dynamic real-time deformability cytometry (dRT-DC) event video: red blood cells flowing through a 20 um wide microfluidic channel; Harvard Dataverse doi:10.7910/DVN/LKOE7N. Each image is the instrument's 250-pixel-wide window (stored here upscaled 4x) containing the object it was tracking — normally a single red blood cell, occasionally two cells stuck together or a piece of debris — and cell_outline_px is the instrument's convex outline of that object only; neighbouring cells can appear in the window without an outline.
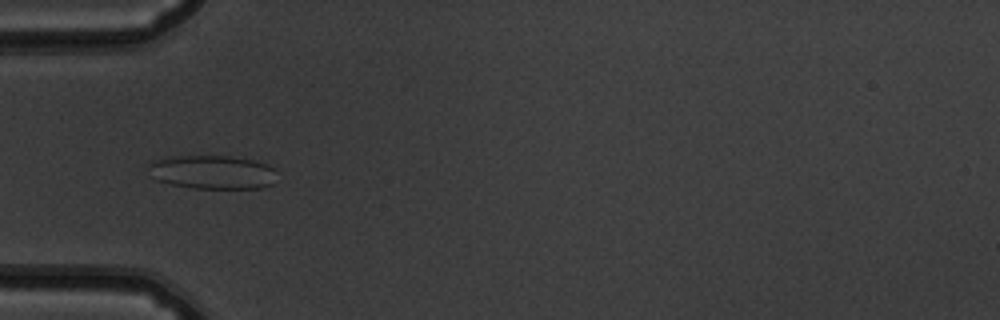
{"species": "common noctule bat (a hibernating species)", "species_latin": "Nyctalus noctula", "temperature_condition": "warm", "stored_images_in_passage": 53, "camera_frame_rate_fps": 3000, "um_per_image_px": 0.085, "animal": {"sex": "male", "body_mass_g": 19.5, "forearm_length_mm": 54.6}, "frame": {"image": 1, "passage_image": 18, "time_ms": 5.667, "image_size_px": [1000, 320], "cell_outline_px": [[272, 184], [260, 188], [192, 188], [172, 184], [156, 180], [152, 176], [148, 164], [156, 160], [180, 156], [228, 156], [252, 160], [268, 164], [272, 168]], "centroid_in_image_um": [18.03, 14.64], "position_along_channel_um": 67.0, "area_um2": 24.68}}
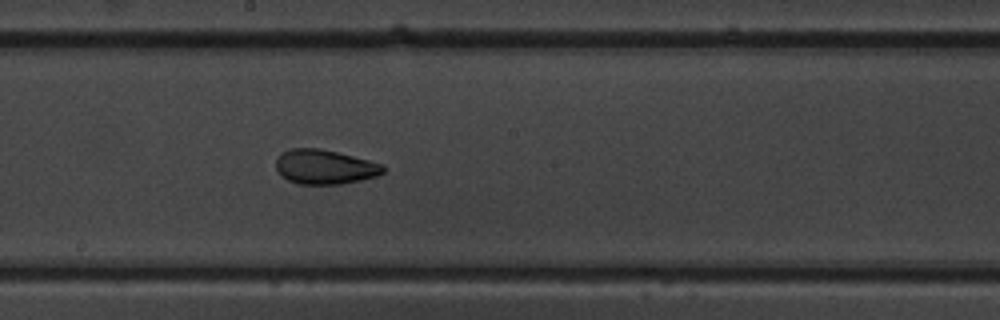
{"frame": {"image": 2, "passage_image": 30, "time_ms": 9.667, "image_size_px": [1000, 320], "cell_outline_px": [[384, 172], [376, 176], [360, 180], [340, 184], [300, 184], [288, 180], [276, 172], [276, 160], [280, 152], [292, 148], [320, 148], [384, 164]], "centroid_in_image_um": [27.57, 14.18], "position_along_channel_um": 220.6, "area_um2": 21.56}}
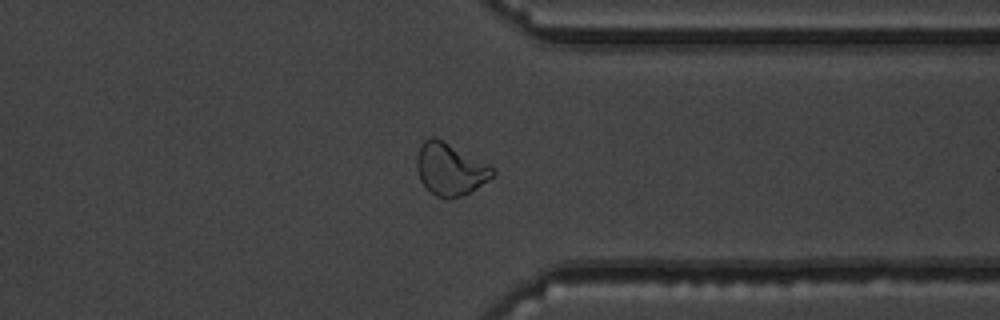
{"frame": {"image": 3, "passage_image": 42, "time_ms": 13.667, "image_size_px": [1000, 320], "cell_outline_px": [[496, 172], [488, 180], [464, 196], [448, 200], [436, 196], [420, 180], [416, 168], [416, 156], [424, 140], [432, 136], [436, 136], [488, 164]], "centroid_in_image_um": [38.24, 14.38], "position_along_channel_um": 373.2, "area_um2": 23.06}, "authors_computed_cell_mechanics": {"area_um2": 23.5246, "velocity_mm_per_s": 3.8596, "shape_relaxation_time_tau1_ms": 8.5541, "shape_relaxation_time_tau2_ms": 1.4862, "deformation_change_tau1": 0.2097, "deformation_change_tau2": 0.0748}}